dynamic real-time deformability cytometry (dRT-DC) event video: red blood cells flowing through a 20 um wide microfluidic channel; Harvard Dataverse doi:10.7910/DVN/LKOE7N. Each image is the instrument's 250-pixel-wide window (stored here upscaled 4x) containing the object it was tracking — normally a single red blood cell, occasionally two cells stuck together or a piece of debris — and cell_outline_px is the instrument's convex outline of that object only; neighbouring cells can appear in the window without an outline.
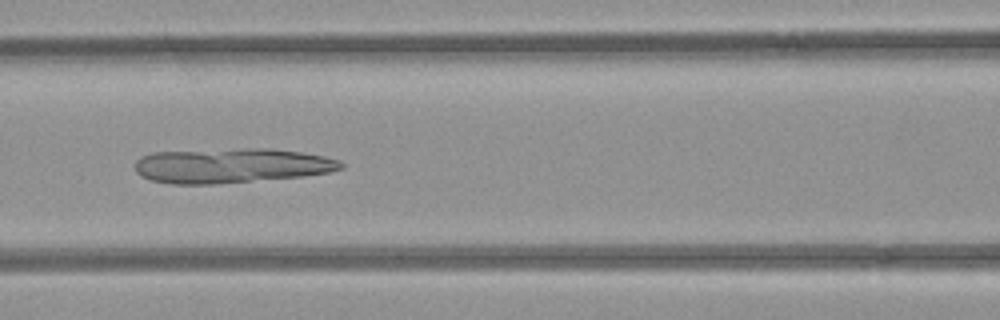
{"species": "common noctule bat (a hibernating species)", "species_latin": "Nyctalus noctula", "temperature_condition": "room temperature", "stored_images_in_passage": 42, "camera_frame_rate_fps": 3000, "um_per_image_px": 0.085, "animal": {"sex": "female", "body_mass_g": 21.9}, "frame": {"image": 1, "passage_image": 13, "time_ms": 4.0, "image_size_px": [1000, 320], "cell_outline_px": [[344, 168], [328, 172], [304, 176], [212, 184], [172, 184], [152, 180], [140, 176], [136, 172], [136, 160], [140, 156], [152, 152], [244, 148], [272, 148], [300, 152], [324, 156], [340, 160], [344, 164]], "centroid_in_image_um": [19.66, 14.07], "position_along_channel_um": 146.9, "area_um2": 41.85}}
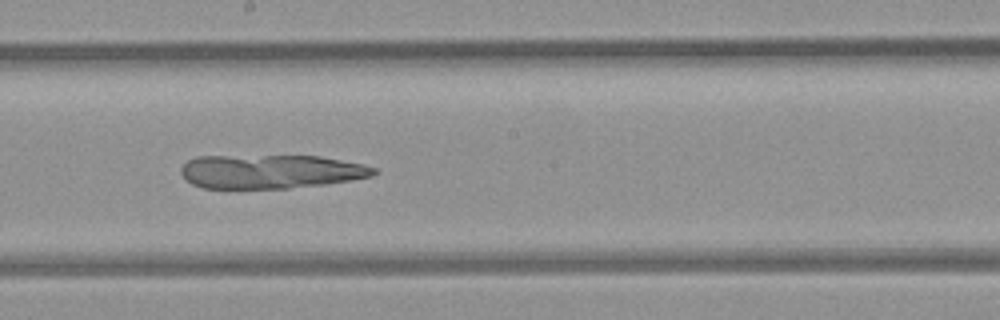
{"frame": {"image": 2, "passage_image": 19, "time_ms": 6.0, "image_size_px": [1000, 320], "cell_outline_px": [[380, 172], [372, 176], [352, 180], [324, 184], [288, 188], [204, 188], [192, 184], [184, 180], [180, 172], [180, 168], [188, 160], [196, 156], [320, 156], [364, 164], [376, 168]], "centroid_in_image_um": [23.01, 14.58], "position_along_channel_um": 225.2, "area_um2": 38.26}}
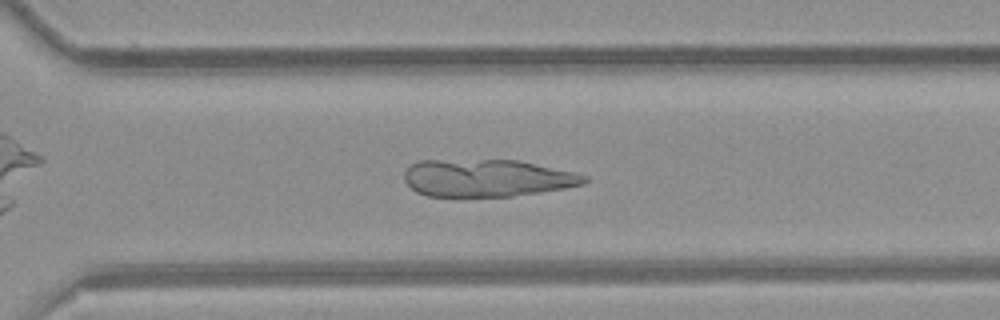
{"frame": {"image": 3, "passage_image": 27, "time_ms": 8.667, "image_size_px": [1000, 320], "cell_outline_px": [[588, 180], [584, 184], [564, 188], [540, 192], [512, 196], [428, 196], [416, 192], [404, 180], [404, 172], [412, 164], [420, 160], [520, 160], [572, 172], [588, 176]], "centroid_in_image_um": [41.39, 15.13], "position_along_channel_um": 329.2, "area_um2": 39.07}}